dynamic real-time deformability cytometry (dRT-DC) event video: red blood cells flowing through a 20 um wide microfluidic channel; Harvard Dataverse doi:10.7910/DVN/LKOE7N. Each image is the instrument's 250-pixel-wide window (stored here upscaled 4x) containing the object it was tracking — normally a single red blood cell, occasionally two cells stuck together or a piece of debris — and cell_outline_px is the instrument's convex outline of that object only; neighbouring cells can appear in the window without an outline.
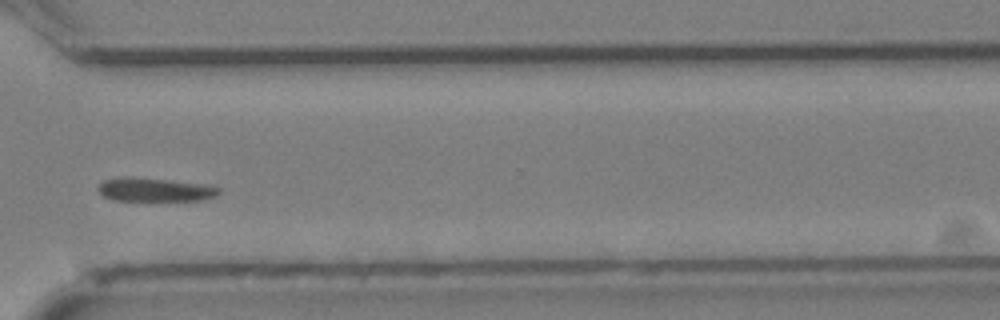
{"species": "Egyptian fruit bat (a non-hibernating species)", "species_latin": "Rousettus aegyptiacus", "temperature_condition": "cold", "stored_images_in_passage": 32, "camera_frame_rate_fps": 3000, "um_per_image_px": 0.085, "animal": {"sex": "female"}, "frame": {"image": 1, "passage_image": 23, "time_ms": 7.333, "image_size_px": [1000, 320], "cell_outline_px": [[220, 192], [216, 196], [204, 200], [116, 200], [104, 196], [96, 188], [104, 180], [128, 176], [212, 184], [220, 188]], "centroid_in_image_um": [13.24, 16.11], "position_along_channel_um": 357.4, "area_um2": 16.7}}
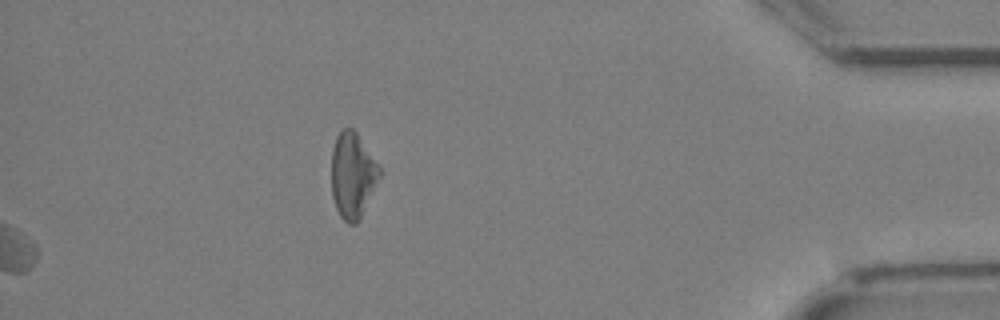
{"frame": {"image": 2, "passage_image": 32, "time_ms": 10.333, "image_size_px": [1000, 320], "cell_outline_px": [[380, 176], [356, 224], [348, 224], [340, 216], [336, 208], [332, 196], [332, 148], [336, 136], [344, 128], [352, 128], [356, 132], [380, 168]], "centroid_in_image_um": [29.94, 14.89], "position_along_channel_um": 405.3, "area_um2": 23.41}}